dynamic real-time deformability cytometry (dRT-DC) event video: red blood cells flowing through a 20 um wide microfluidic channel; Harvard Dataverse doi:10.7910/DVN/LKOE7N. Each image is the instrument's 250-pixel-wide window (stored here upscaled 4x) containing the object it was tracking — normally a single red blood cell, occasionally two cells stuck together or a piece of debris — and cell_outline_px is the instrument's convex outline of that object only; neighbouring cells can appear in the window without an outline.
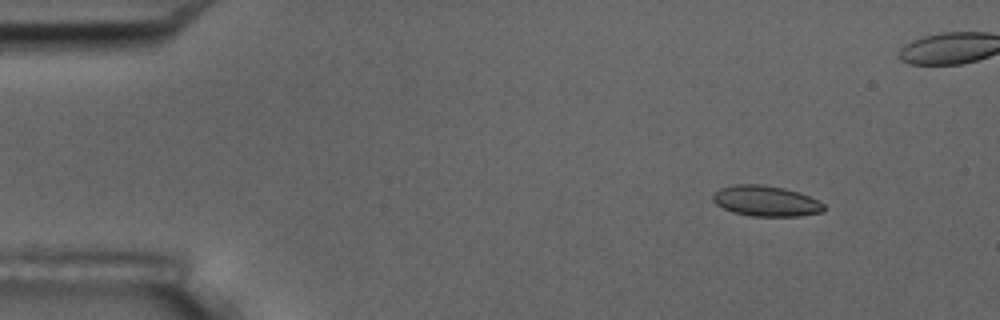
{"species": "common noctule bat (a hibernating species)", "species_latin": "Nyctalus noctula", "temperature_condition": "room temperature", "stored_images_in_passage": 5, "camera_frame_rate_fps": 3000, "um_per_image_px": 0.085, "animal": {"sex": "male", "body_mass_g": 17.5, "forearm_length_mm": 52.3}, "frame": {"image": 1, "passage_image": 1, "time_ms": 0.0, "image_size_px": [1000, 320], "cell_outline_px": [[824, 212], [800, 216], [752, 216], [732, 212], [716, 204], [712, 200], [712, 196], [720, 188], [736, 184], [760, 184], [784, 188], [800, 192], [824, 204]], "centroid_in_image_um": [65.1, 17.09], "position_along_channel_um": 19.9, "area_um2": 19.77}}